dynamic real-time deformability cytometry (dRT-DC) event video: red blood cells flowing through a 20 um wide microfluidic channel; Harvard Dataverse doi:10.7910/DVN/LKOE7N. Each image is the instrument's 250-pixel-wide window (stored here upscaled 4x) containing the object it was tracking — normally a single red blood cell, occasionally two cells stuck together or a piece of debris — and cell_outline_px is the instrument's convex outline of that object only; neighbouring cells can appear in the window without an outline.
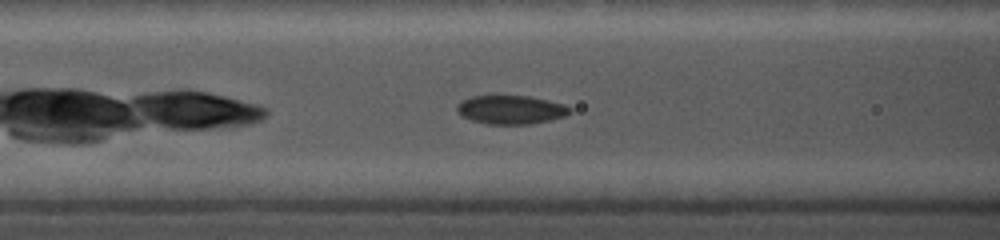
{"species": "common noctule bat (a hibernating species)", "species_latin": "Nyctalus noctula", "temperature_condition": "cold", "stored_images_in_passage": 28, "camera_frame_rate_fps": 5000, "um_per_image_px": 0.085, "animal": {"sex": "female", "body_mass_g": 19.0, "forearm_length_mm": 56.7}, "frame": {"image": 1, "passage_image": 11, "time_ms": 2.2, "image_size_px": [1000, 240], "cell_outline_px": [[572, 112], [564, 116], [552, 120], [528, 124], [484, 124], [460, 116], [456, 112], [456, 104], [460, 100], [472, 96], [528, 96], [548, 100], [564, 104], [572, 108]], "centroid_in_image_um": [43.39, 9.33], "position_along_channel_um": 123.2, "area_um2": 19.13}}
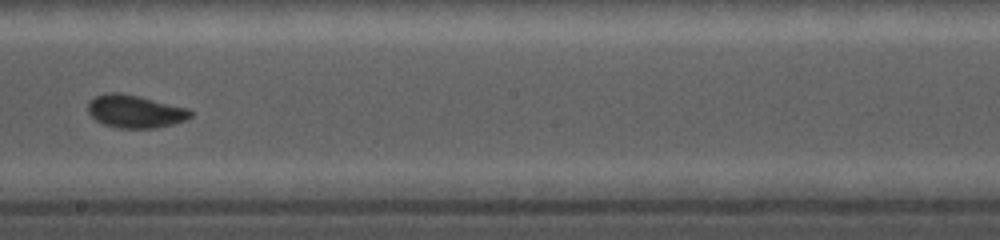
{"frame": {"image": 2, "passage_image": 17, "time_ms": 5.2, "image_size_px": [1000, 240], "cell_outline_px": [[192, 116], [184, 120], [172, 124], [156, 128], [116, 128], [104, 124], [96, 120], [88, 112], [88, 100], [96, 96], [108, 92], [120, 92], [140, 96], [188, 108], [192, 112]], "centroid_in_image_um": [11.46, 9.46], "position_along_channel_um": 236.7, "area_um2": 19.71}}
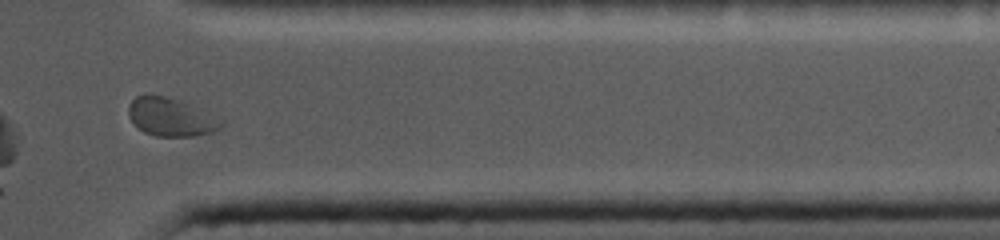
{"frame": {"image": 3, "passage_image": 25, "time_ms": 9.4, "image_size_px": [1000, 240], "cell_outline_px": [[224, 124], [220, 128], [212, 132], [196, 136], [156, 136], [144, 132], [132, 120], [128, 112], [128, 108], [132, 100], [136, 96], [164, 96], [192, 104], [224, 120]], "centroid_in_image_um": [14.59, 9.96], "position_along_channel_um": 396.8, "area_um2": 20.46}}